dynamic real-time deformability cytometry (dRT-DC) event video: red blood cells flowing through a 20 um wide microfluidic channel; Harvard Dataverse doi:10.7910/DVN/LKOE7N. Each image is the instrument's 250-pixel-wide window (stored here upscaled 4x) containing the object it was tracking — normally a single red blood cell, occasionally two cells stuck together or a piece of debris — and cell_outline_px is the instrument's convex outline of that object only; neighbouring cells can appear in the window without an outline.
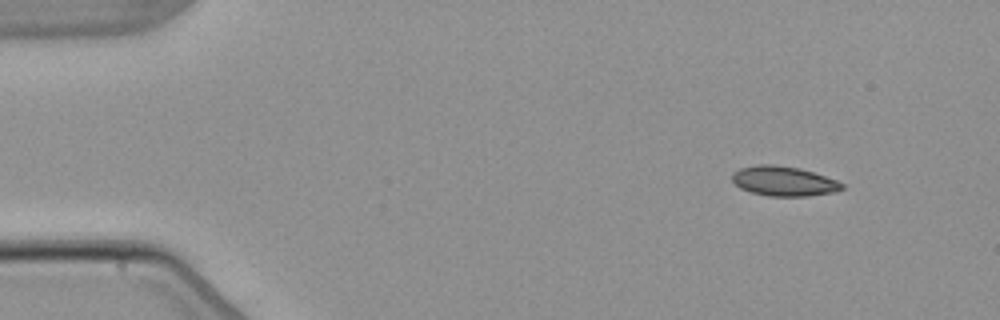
{"species": "common noctule bat (a hibernating species)", "species_latin": "Nyctalus noctula", "temperature_condition": "warm", "stored_images_in_passage": 5, "camera_frame_rate_fps": 3000, "um_per_image_px": 0.085, "animal": {"sex": "male", "body_mass_g": 21.5, "forearm_length_mm": 52.0}, "frame": {"image": 1, "passage_image": 1, "time_ms": 0.0, "image_size_px": [1000, 320], "cell_outline_px": [[844, 188], [836, 192], [808, 196], [768, 196], [752, 192], [740, 188], [732, 180], [732, 172], [740, 168], [760, 164], [772, 164], [800, 168], [836, 180], [844, 184]], "centroid_in_image_um": [66.62, 15.4], "position_along_channel_um": 18.4, "area_um2": 19.02}}
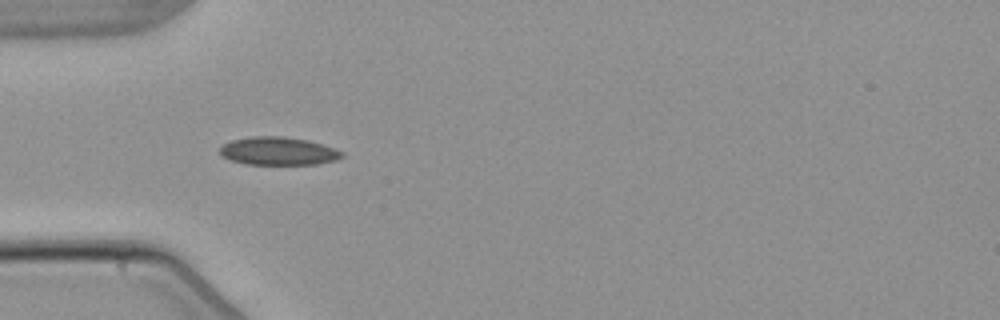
{"frame": {"image": 2, "passage_image": 4, "time_ms": 3.667, "image_size_px": [1000, 320], "cell_outline_px": [[344, 156], [336, 160], [316, 164], [244, 164], [220, 156], [220, 148], [224, 144], [232, 140], [252, 136], [280, 136], [308, 140], [344, 152]], "centroid_in_image_um": [23.63, 12.84], "position_along_channel_um": 61.4, "area_um2": 19.83}}
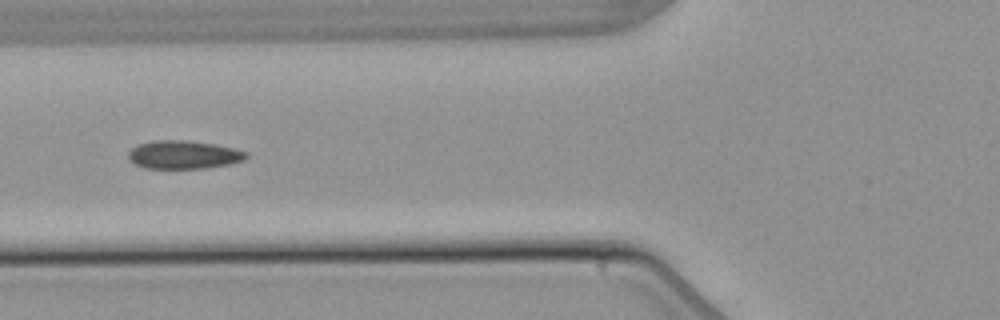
{"frame": {"image": 3, "passage_image": 5, "time_ms": 5.0, "image_size_px": [1000, 320], "cell_outline_px": [[248, 156], [244, 160], [228, 164], [204, 168], [144, 168], [128, 160], [128, 152], [136, 144], [152, 140], [188, 140], [236, 148], [248, 152]], "centroid_in_image_um": [15.58, 13.14], "position_along_channel_um": 110.2, "area_um2": 19.54}}